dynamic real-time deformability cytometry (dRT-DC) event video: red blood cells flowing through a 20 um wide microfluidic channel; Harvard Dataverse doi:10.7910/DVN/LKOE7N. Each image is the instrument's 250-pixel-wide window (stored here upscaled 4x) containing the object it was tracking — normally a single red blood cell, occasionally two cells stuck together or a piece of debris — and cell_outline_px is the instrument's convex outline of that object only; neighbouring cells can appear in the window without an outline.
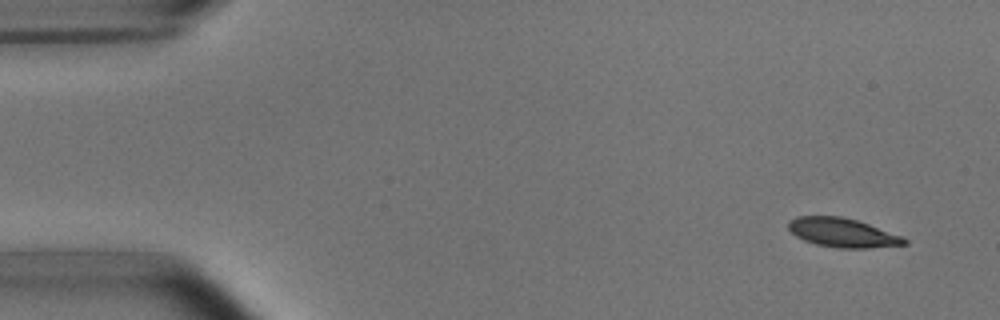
{"species": "common noctule bat (a hibernating species)", "species_latin": "Nyctalus noctula", "temperature_condition": "room temperature", "stored_images_in_passage": 3, "camera_frame_rate_fps": 3000, "um_per_image_px": 0.085, "animal": {"sex": "male", "body_mass_g": 15.6}, "frame": {"image": 1, "passage_image": 1, "time_ms": 0.0, "image_size_px": [1000, 320], "cell_outline_px": [[908, 244], [868, 248], [840, 248], [816, 244], [804, 240], [796, 236], [788, 228], [788, 220], [796, 216], [840, 216], [856, 220], [868, 224], [900, 236], [908, 240]], "centroid_in_image_um": [71.57, 19.77], "position_along_channel_um": 13.4, "area_um2": 19.42}}